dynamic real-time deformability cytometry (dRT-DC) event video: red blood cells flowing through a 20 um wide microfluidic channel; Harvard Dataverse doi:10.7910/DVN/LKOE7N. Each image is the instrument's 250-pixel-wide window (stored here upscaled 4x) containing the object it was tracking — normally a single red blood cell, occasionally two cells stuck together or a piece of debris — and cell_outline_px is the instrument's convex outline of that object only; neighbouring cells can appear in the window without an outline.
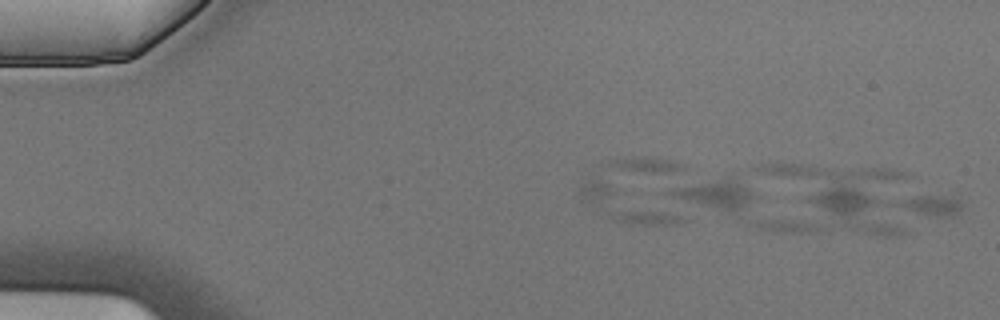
{"species": "Egyptian fruit bat (a non-hibernating species)", "species_latin": "Rousettus aegyptiacus", "temperature_condition": "cold", "stored_images_in_passage": 4, "camera_frame_rate_fps": 3000, "um_per_image_px": 0.085, "animal": {"sex": "male"}, "frame": {"image": 1, "passage_image": 3, "time_ms": 0.667, "image_size_px": [1000, 320], "cell_outline_px": [[688, 220], [676, 224], [632, 224], [612, 220], [600, 212], [580, 192], [580, 184], [588, 180], [600, 180], [612, 184], [672, 212]], "centroid_in_image_um": [53.2, 17.43], "position_along_channel_um": 31.8, "area_um2": 17.74}}